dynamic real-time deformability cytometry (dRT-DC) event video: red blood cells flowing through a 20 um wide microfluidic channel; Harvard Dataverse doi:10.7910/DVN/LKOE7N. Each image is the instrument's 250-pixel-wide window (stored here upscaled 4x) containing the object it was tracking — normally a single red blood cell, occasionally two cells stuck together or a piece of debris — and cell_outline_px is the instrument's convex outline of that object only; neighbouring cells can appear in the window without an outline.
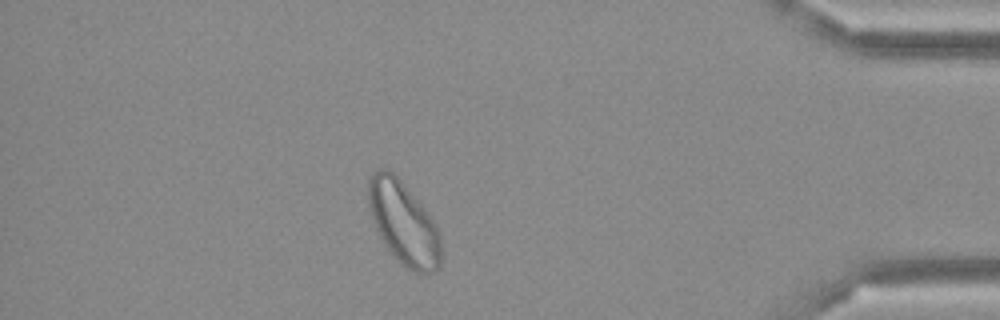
{"species": "Egyptian fruit bat (a non-hibernating species)", "species_latin": "Rousettus aegyptiacus", "temperature_condition": "cold", "stored_images_in_passage": 46, "camera_frame_rate_fps": 3000, "um_per_image_px": 0.085, "frame": {"image": 1, "passage_image": 40, "time_ms": 13.0, "image_size_px": [1000, 320], "cell_outline_px": [[440, 268], [436, 272], [412, 272], [404, 268], [400, 264], [384, 244], [376, 228], [368, 204], [368, 180], [372, 172], [376, 168], [388, 168], [400, 180], [424, 208], [432, 220], [440, 236]], "centroid_in_image_um": [34.28, 18.97], "position_along_channel_um": 400.9, "area_um2": 34.91}}